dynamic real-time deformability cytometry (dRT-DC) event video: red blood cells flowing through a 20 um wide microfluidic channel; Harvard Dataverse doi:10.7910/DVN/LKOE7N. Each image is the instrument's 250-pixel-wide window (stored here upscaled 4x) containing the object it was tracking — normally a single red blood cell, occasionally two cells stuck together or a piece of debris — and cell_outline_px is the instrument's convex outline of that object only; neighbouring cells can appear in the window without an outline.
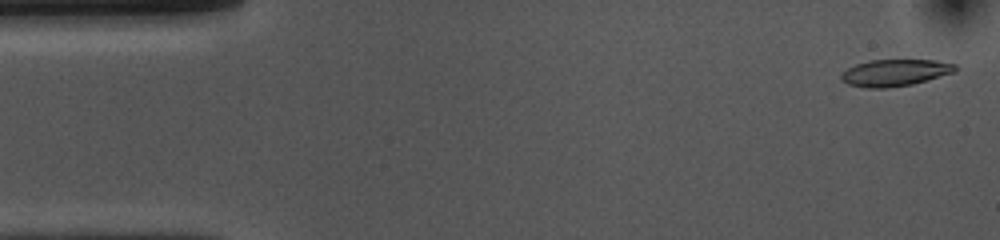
{"species": "common noctule bat (a hibernating species)", "species_latin": "Nyctalus noctula", "temperature_condition": "cold", "stored_images_in_passage": 53, "camera_frame_rate_fps": 3000, "um_per_image_px": 0.085, "animal": {"sex": "female", "body_mass_g": 10.0, "forearm_length_mm": 53.1}, "frame": {"image": 1, "passage_image": 2, "time_ms": 0.333, "image_size_px": [1000, 240], "cell_outline_px": [[960, 68], [956, 72], [912, 84], [888, 88], [868, 88], [848, 84], [840, 80], [840, 76], [848, 68], [856, 64], [868, 60], [936, 60], [956, 64]], "centroid_in_image_um": [76.11, 6.18], "position_along_channel_um": 8.9, "area_um2": 17.92}}
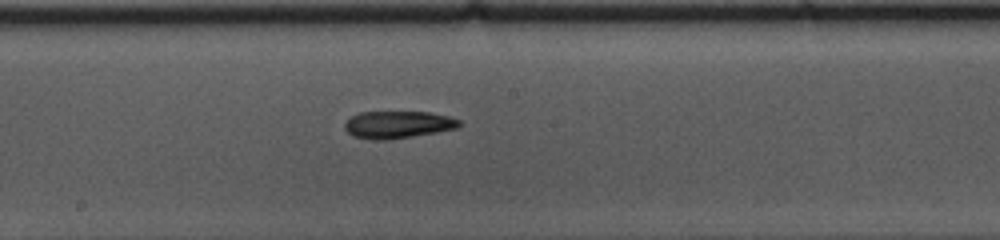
{"frame": {"image": 2, "passage_image": 27, "time_ms": 8.667, "image_size_px": [1000, 240], "cell_outline_px": [[460, 124], [456, 128], [436, 132], [388, 140], [376, 140], [352, 136], [344, 128], [344, 124], [352, 116], [360, 112], [432, 112], [448, 116], [460, 120]], "centroid_in_image_um": [33.8, 10.59], "position_along_channel_um": 214.4, "area_um2": 18.09}}
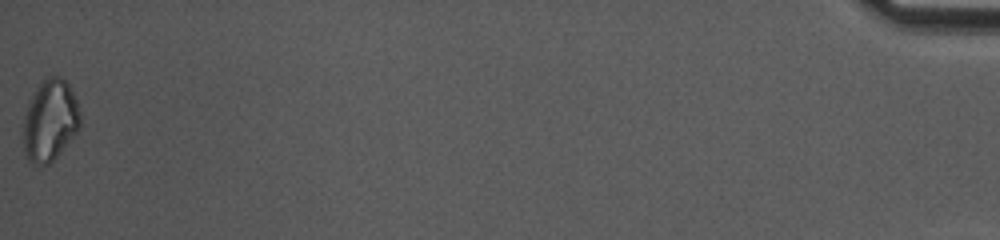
{"frame": {"image": 3, "passage_image": 53, "time_ms": 17.333, "image_size_px": [1000, 240], "cell_outline_px": [[80, 128], [60, 152], [48, 164], [28, 164], [24, 152], [20, 132], [28, 100], [32, 92], [44, 76], [60, 76], [68, 84], [76, 100], [80, 112]], "centroid_in_image_um": [4.18, 10.23], "position_along_channel_um": 431.0, "area_um2": 27.74}, "authors_computed_cell_mechanics": {"area_um2": 18.4382, "velocity_mm_per_s": 3.7112, "shape_relaxation_time_tau1_ms": 4.2493, "shape_relaxation_time_tau2_ms": null, "deformation_change_tau1": 0.1207, "deformation_change_tau2": null}}